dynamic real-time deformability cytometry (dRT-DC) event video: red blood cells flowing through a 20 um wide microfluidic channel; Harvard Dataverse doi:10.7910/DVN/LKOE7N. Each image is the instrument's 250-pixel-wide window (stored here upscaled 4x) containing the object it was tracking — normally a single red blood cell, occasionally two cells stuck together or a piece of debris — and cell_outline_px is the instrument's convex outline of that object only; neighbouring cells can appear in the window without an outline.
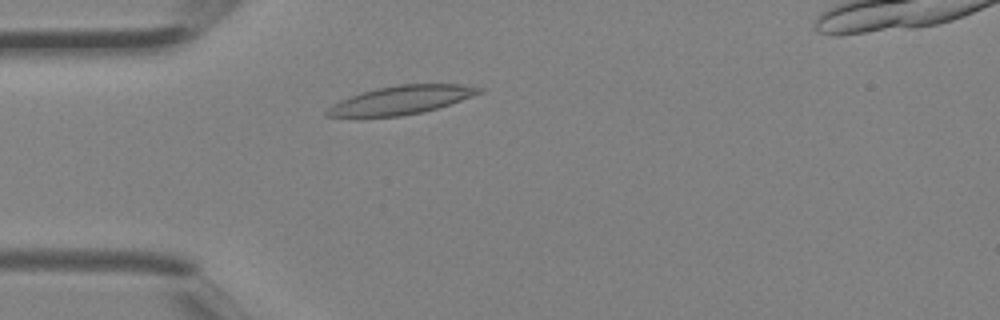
{"species": "Egyptian fruit bat (a non-hibernating species)", "species_latin": "Rousettus aegyptiacus", "temperature_condition": "room temperature", "stored_images_in_passage": 1, "camera_frame_rate_fps": 3000, "um_per_image_px": 0.085, "animal": {"sex": "female"}, "frame": {"image": 1, "passage_image": 1, "time_ms": 0.0, "image_size_px": [1000, 320], "cell_outline_px": [[484, 92], [424, 112], [400, 116], [324, 116], [324, 112], [332, 104], [340, 100], [376, 88], [396, 84], [460, 84], [484, 88]], "centroid_in_image_um": [34.12, 8.49], "position_along_channel_um": 50.9, "area_um2": 24.91}}